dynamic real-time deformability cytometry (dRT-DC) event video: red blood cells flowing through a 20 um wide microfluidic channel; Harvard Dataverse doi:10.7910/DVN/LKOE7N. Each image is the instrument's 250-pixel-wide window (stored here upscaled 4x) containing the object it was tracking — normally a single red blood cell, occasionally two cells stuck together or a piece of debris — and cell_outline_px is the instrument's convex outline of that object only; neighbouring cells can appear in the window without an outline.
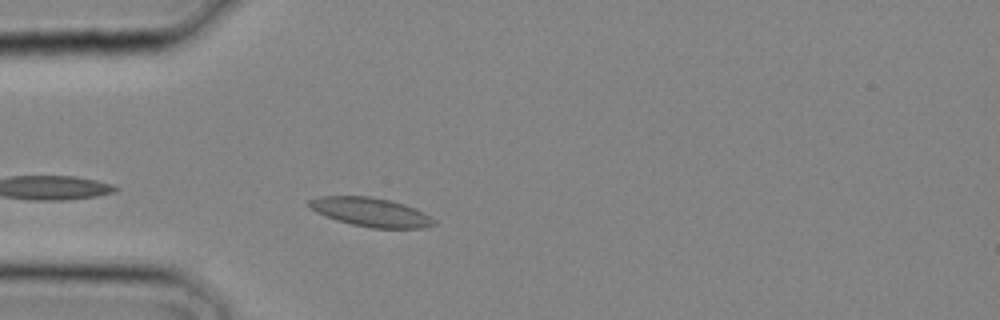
{"species": "common noctule bat (a hibernating species)", "species_latin": "Nyctalus noctula", "temperature_condition": "cold", "stored_images_in_passage": 7, "camera_frame_rate_fps": 3000, "um_per_image_px": 0.085, "animal": {"sex": "male", "body_mass_g": 20.4}, "frame": {"image": 1, "passage_image": 1, "time_ms": 0.0, "image_size_px": [1000, 320], "cell_outline_px": [[436, 224], [424, 228], [372, 228], [352, 224], [336, 220], [316, 212], [308, 204], [308, 200], [320, 196], [372, 196], [404, 204], [424, 212], [432, 216], [436, 220]], "centroid_in_image_um": [31.55, 18.03], "position_along_channel_um": 53.4, "area_um2": 21.04}}
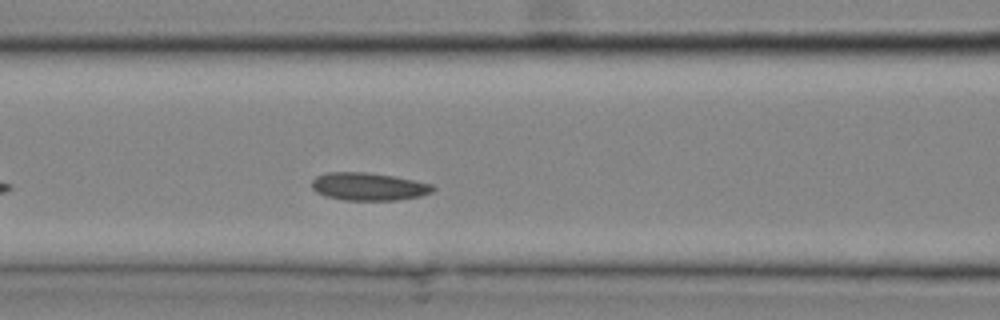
{"frame": {"image": 2, "passage_image": 5, "time_ms": 1.333, "image_size_px": [1000, 320], "cell_outline_px": [[436, 188], [432, 192], [420, 196], [396, 200], [344, 200], [324, 196], [316, 192], [312, 188], [312, 180], [316, 176], [328, 172], [368, 172], [396, 176], [432, 184]], "centroid_in_image_um": [31.32, 15.85], "position_along_channel_um": 135.3, "area_um2": 19.77}}
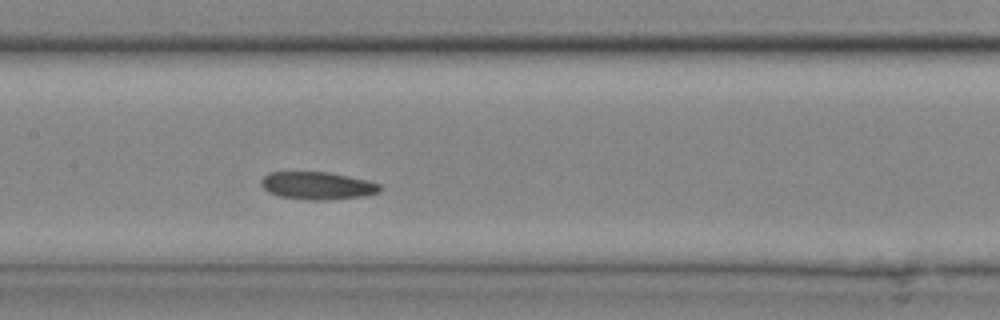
{"frame": {"image": 3, "passage_image": 7, "time_ms": 2.0, "image_size_px": [1000, 320], "cell_outline_px": [[384, 188], [380, 192], [364, 196], [320, 200], [312, 200], [280, 196], [268, 192], [260, 184], [260, 180], [268, 172], [328, 172], [368, 180], [380, 184]], "centroid_in_image_um": [27.0, 15.77], "position_along_channel_um": 180.4, "area_um2": 19.13}}